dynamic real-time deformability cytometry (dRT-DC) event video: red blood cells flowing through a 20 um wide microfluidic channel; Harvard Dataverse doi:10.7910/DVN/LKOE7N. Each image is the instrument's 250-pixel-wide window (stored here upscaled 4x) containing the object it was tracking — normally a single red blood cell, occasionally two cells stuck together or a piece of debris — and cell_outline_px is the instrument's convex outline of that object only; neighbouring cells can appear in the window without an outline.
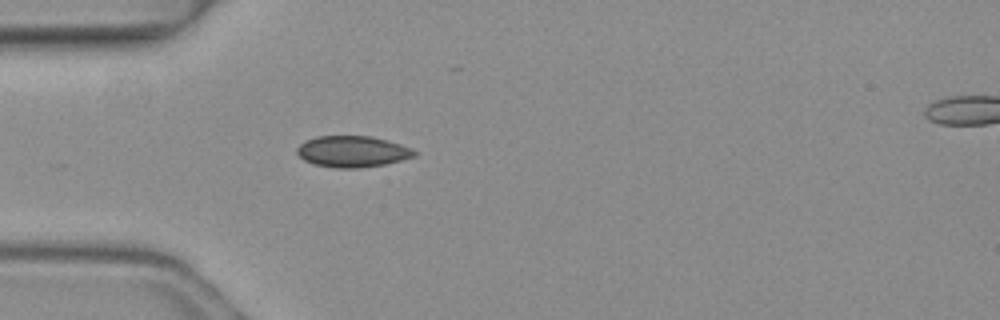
{"species": "common noctule bat (a hibernating species)", "species_latin": "Nyctalus noctula", "temperature_condition": "warm", "stored_images_in_passage": 4, "camera_frame_rate_fps": 3000, "um_per_image_px": 0.085, "animal": {"sex": "female", "body_mass_g": 19.3, "forearm_length_mm": 54.1}, "frame": {"image": 1, "passage_image": 3, "time_ms": 0.667, "image_size_px": [1000, 320], "cell_outline_px": [[420, 152], [416, 156], [384, 164], [360, 168], [336, 168], [316, 164], [304, 160], [296, 152], [296, 148], [304, 140], [316, 136], [372, 136], [388, 140], [412, 148]], "centroid_in_image_um": [29.97, 12.87], "position_along_channel_um": 55.0, "area_um2": 21.5}}